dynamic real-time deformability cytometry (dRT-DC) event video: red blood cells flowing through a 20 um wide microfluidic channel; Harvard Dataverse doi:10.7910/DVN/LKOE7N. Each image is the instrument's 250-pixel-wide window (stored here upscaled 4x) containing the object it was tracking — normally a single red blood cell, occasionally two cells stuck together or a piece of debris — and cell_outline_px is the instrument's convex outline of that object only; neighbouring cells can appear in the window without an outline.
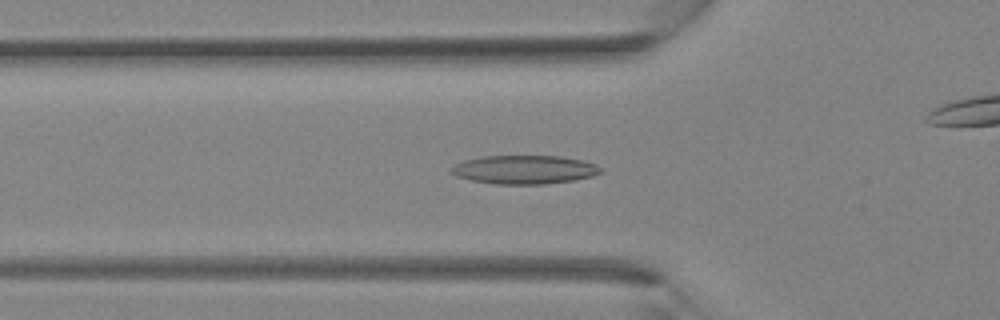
{"species": "Egyptian fruit bat (a non-hibernating species)", "species_latin": "Rousettus aegyptiacus", "temperature_condition": "room temperature", "stored_images_in_passage": 37, "camera_frame_rate_fps": 3000, "um_per_image_px": 0.085, "animal": {"sex": "female"}, "frame": {"image": 1, "passage_image": 12, "time_ms": 3.667, "image_size_px": [1000, 320], "cell_outline_px": [[600, 172], [592, 176], [572, 180], [548, 184], [496, 184], [472, 180], [456, 176], [448, 172], [448, 168], [464, 160], [480, 156], [560, 156], [584, 160], [596, 164], [600, 168]], "centroid_in_image_um": [44.52, 14.41], "position_along_channel_um": 81.3, "area_um2": 25.03}}
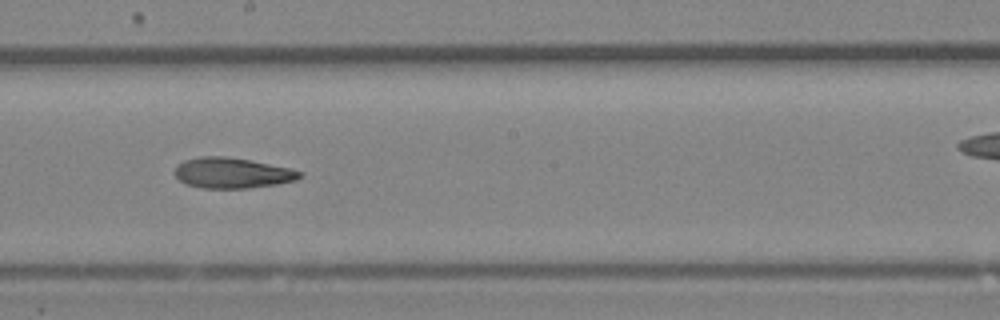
{"frame": {"image": 2, "passage_image": 20, "time_ms": 6.333, "image_size_px": [1000, 320], "cell_outline_px": [[304, 176], [296, 180], [276, 184], [248, 188], [204, 188], [184, 184], [176, 176], [176, 164], [184, 160], [200, 156], [224, 156], [248, 160], [288, 168], [300, 172]], "centroid_in_image_um": [19.7, 14.7], "position_along_channel_um": 228.5, "area_um2": 22.02}}
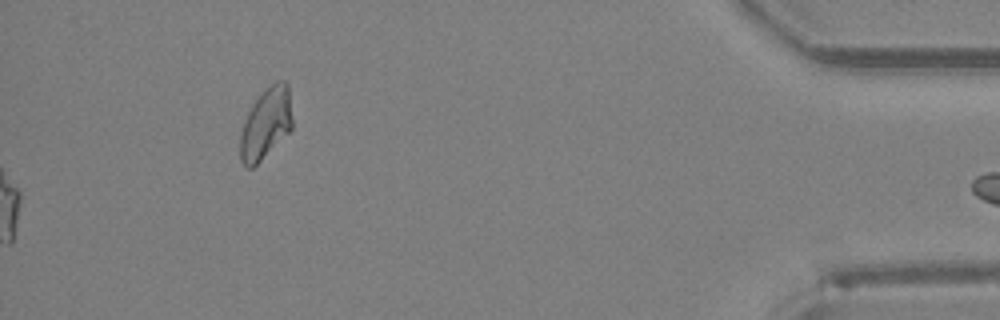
{"frame": {"image": 3, "passage_image": 37, "time_ms": 12.0, "image_size_px": [1000, 320], "cell_outline_px": [[292, 128], [252, 168], [248, 168], [240, 160], [240, 136], [244, 120], [252, 104], [264, 88], [276, 80], [284, 80], [288, 84], [292, 120]], "centroid_in_image_um": [22.59, 10.45], "position_along_channel_um": 412.6, "area_um2": 21.39}}